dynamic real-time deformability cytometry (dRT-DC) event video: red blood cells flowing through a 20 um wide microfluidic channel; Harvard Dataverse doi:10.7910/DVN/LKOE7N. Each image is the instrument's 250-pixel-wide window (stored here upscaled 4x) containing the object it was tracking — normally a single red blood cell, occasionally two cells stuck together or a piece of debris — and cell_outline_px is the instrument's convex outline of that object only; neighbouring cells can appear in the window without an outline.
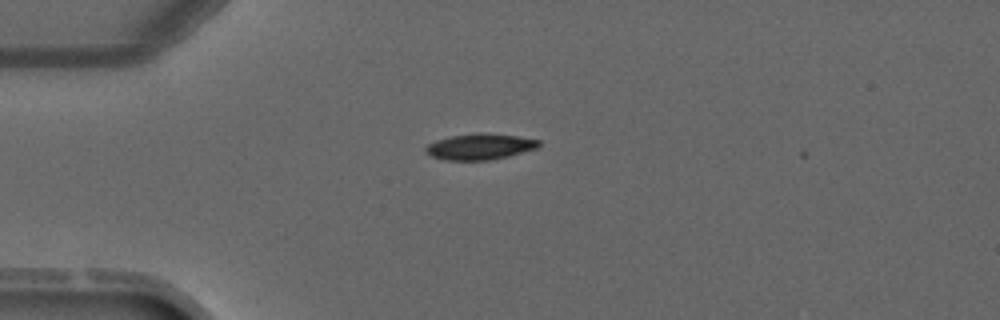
{"species": "common noctule bat (a hibernating species)", "species_latin": "Nyctalus noctula", "temperature_condition": "warm", "stored_images_in_passage": 1, "camera_frame_rate_fps": 3000, "um_per_image_px": 0.085, "animal": {"sex": "male", "forearm_length_mm": 52.5}, "frame": {"image": 1, "passage_image": 1, "time_ms": 0.0, "image_size_px": [1000, 320], "cell_outline_px": [[540, 144], [536, 148], [508, 156], [492, 160], [444, 160], [432, 156], [424, 148], [428, 144], [436, 140], [452, 136], [476, 132], [484, 132], [516, 136], [540, 140]], "centroid_in_image_um": [40.79, 12.46], "position_along_channel_um": 44.2, "area_um2": 17.05}}